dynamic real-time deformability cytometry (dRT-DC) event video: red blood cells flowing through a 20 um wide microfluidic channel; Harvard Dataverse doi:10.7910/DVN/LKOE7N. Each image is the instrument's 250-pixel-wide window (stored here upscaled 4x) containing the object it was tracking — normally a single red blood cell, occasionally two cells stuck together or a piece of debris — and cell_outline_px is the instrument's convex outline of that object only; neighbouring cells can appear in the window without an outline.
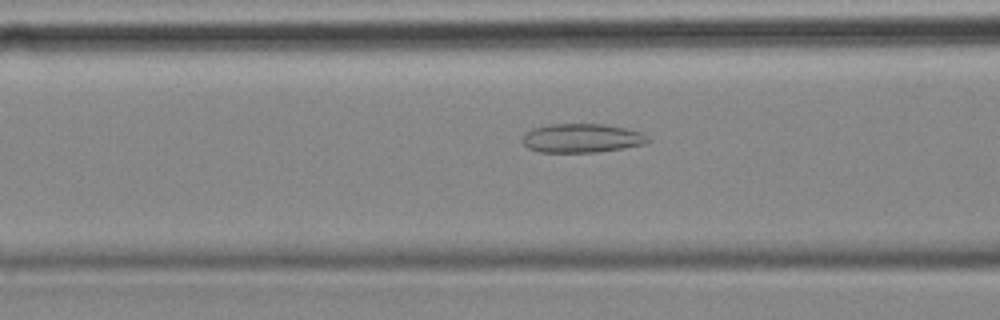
{"species": "common noctule bat (a hibernating species)", "species_latin": "Nyctalus noctula", "temperature_condition": "cold", "stored_images_in_passage": 41, "camera_frame_rate_fps": 3000, "um_per_image_px": 0.085, "animal": {"sex": "female", "body_mass_g": 18.4}, "frame": {"image": 1, "passage_image": 16, "time_ms": 5.0, "image_size_px": [1000, 320], "cell_outline_px": [[652, 140], [644, 144], [596, 152], [540, 152], [528, 148], [524, 144], [524, 136], [532, 128], [548, 124], [604, 124], [624, 128], [640, 132]], "centroid_in_image_um": [49.45, 11.74], "position_along_channel_um": 117.2, "area_um2": 20.87}}
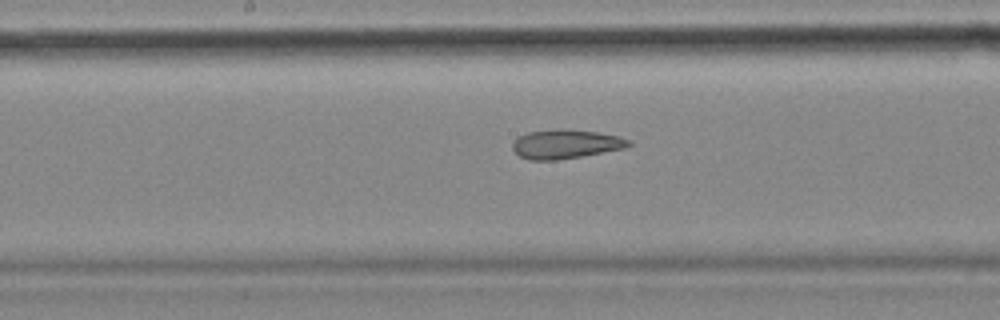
{"frame": {"image": 2, "passage_image": 23, "time_ms": 7.333, "image_size_px": [1000, 320], "cell_outline_px": [[632, 144], [628, 148], [556, 160], [528, 160], [520, 156], [512, 148], [512, 144], [520, 136], [528, 132], [556, 128], [560, 128], [596, 132], [620, 136], [632, 140]], "centroid_in_image_um": [48.13, 12.24], "position_along_channel_um": 200.1, "area_um2": 19.77}}
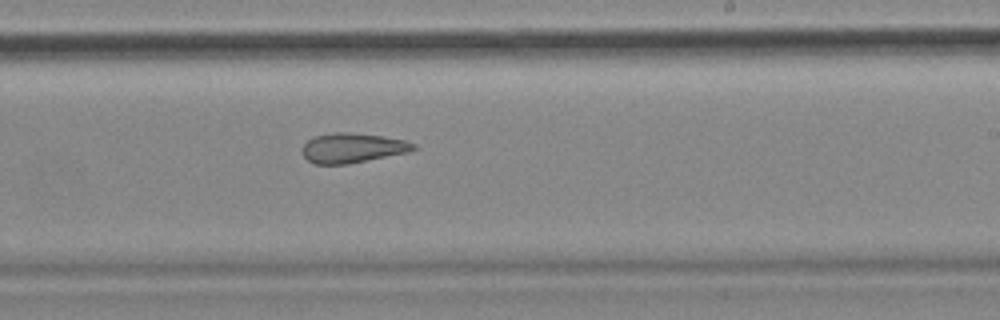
{"frame": {"image": 3, "passage_image": 28, "time_ms": 9.0, "image_size_px": [1000, 320], "cell_outline_px": [[416, 148], [408, 152], [348, 164], [312, 164], [304, 156], [304, 144], [308, 140], [316, 136], [336, 132], [348, 132], [380, 136], [404, 140], [416, 144]], "centroid_in_image_um": [29.96, 12.58], "position_along_channel_um": 259.0, "area_um2": 18.96}}